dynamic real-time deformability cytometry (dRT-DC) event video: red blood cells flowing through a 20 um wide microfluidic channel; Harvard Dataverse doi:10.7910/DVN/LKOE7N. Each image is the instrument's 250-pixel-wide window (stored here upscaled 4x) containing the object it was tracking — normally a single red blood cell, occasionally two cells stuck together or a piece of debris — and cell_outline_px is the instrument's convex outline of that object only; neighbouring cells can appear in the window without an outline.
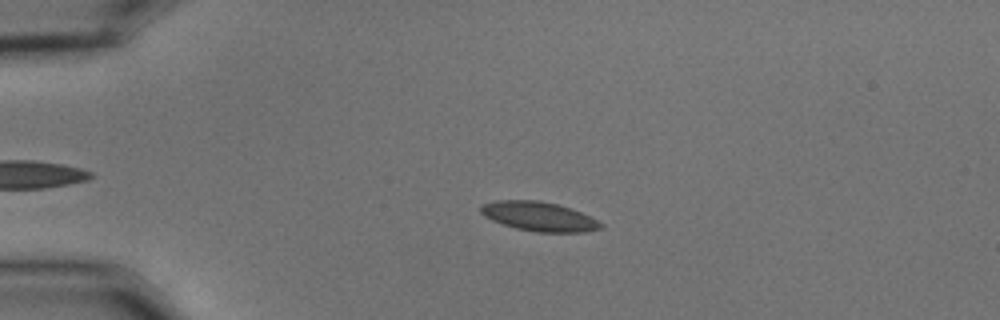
{"species": "common noctule bat (a hibernating species)", "species_latin": "Nyctalus noctula", "temperature_condition": "cold", "stored_images_in_passage": 46, "camera_frame_rate_fps": 3000, "um_per_image_px": 0.085, "animal": {"sex": "male", "body_mass_g": 15.6}, "frame": {"image": 1, "passage_image": 13, "time_ms": 4.0, "image_size_px": [1000, 320], "cell_outline_px": [[604, 228], [584, 232], [536, 232], [516, 228], [492, 220], [484, 216], [480, 212], [480, 208], [484, 204], [496, 200], [540, 200], [556, 204], [580, 212], [604, 224]], "centroid_in_image_um": [45.81, 18.4], "position_along_channel_um": 39.2, "area_um2": 20.29}}
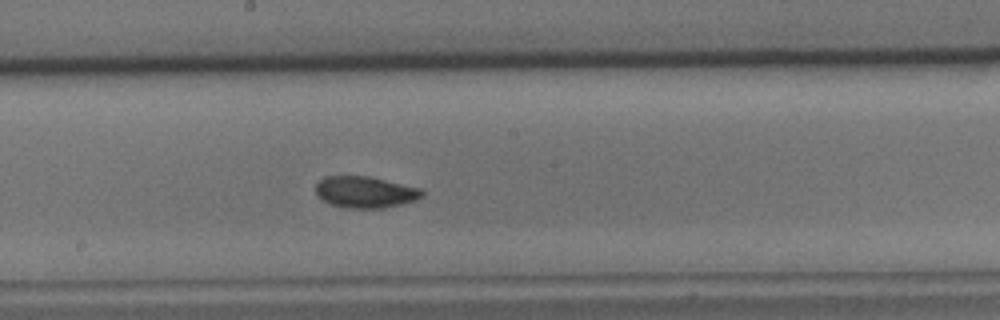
{"frame": {"image": 2, "passage_image": 31, "time_ms": 10.0, "image_size_px": [1000, 320], "cell_outline_px": [[424, 196], [416, 200], [384, 208], [344, 208], [332, 204], [316, 196], [316, 184], [324, 176], [368, 176], [420, 188], [424, 192]], "centroid_in_image_um": [31.04, 16.33], "position_along_channel_um": 217.2, "area_um2": 19.48}}
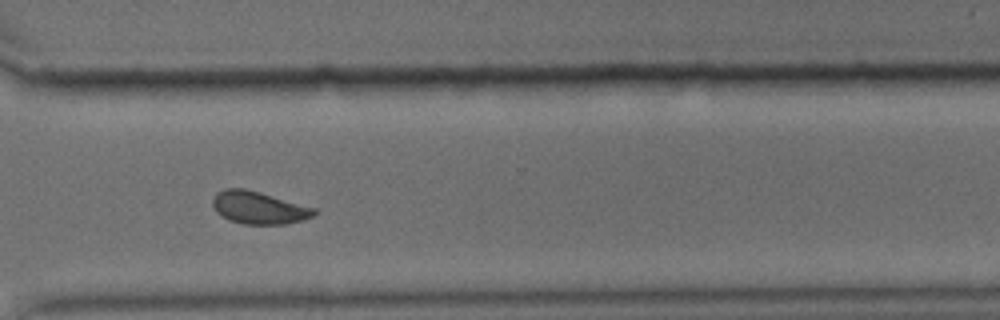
{"frame": {"image": 3, "passage_image": 42, "time_ms": 13.667, "image_size_px": [1000, 320], "cell_outline_px": [[320, 212], [316, 216], [304, 220], [284, 224], [244, 224], [232, 220], [216, 212], [212, 204], [212, 200], [216, 192], [224, 188], [244, 188], [260, 192], [316, 208]], "centroid_in_image_um": [22.05, 17.65], "position_along_channel_um": 348.6, "area_um2": 19.36}, "authors_computed_cell_mechanics": {"area_um2": 19.7387, "velocity_mm_per_s": 3.5877, "shape_relaxation_time_tau1_ms": 2.978, "shape_relaxation_time_tau2_ms": 2.2379, "deformation_change_tau1": 0.0804, "deformation_change_tau2": 0.0428}}